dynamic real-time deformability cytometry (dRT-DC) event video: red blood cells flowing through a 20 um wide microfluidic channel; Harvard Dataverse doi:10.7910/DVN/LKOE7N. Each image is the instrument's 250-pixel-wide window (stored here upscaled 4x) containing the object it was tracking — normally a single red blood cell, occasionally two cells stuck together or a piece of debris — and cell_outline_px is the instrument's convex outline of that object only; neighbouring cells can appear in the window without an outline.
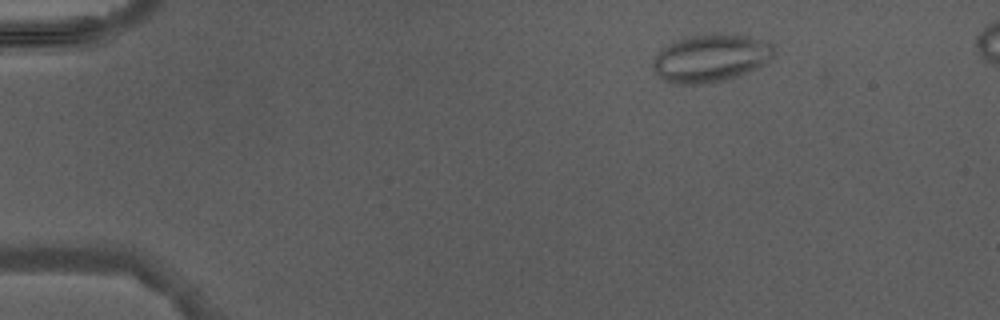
{"species": "Egyptian fruit bat (a non-hibernating species)", "species_latin": "Rousettus aegyptiacus", "temperature_condition": "warm", "stored_images_in_passage": 5, "camera_frame_rate_fps": 3000, "um_per_image_px": 0.085, "animal": {"sex": "male"}, "frame": {"image": 1, "passage_image": 2, "time_ms": 1.0, "image_size_px": [1000, 320], "cell_outline_px": [[776, 52], [764, 64], [748, 72], [724, 80], [704, 84], [668, 84], [652, 68], [652, 60], [664, 48], [676, 40], [692, 36], [736, 32], [768, 40], [776, 44]], "centroid_in_image_um": [60.49, 4.92], "position_along_channel_um": 24.5, "area_um2": 34.1}}